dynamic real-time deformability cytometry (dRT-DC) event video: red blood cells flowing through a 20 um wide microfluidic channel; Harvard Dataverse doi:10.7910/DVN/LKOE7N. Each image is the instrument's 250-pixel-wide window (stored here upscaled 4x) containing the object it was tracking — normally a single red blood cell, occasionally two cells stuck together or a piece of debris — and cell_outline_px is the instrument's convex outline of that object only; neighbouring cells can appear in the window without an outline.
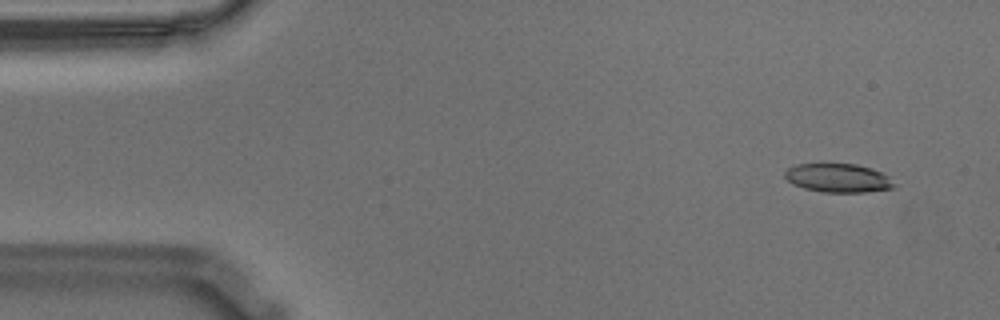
{"species": "Egyptian fruit bat (a non-hibernating species)", "species_latin": "Rousettus aegyptiacus", "temperature_condition": "warm", "stored_images_in_passage": 55, "camera_frame_rate_fps": 3000, "um_per_image_px": 0.085, "animal": {"sex": "male"}, "frame": {"image": 1, "passage_image": 3, "time_ms": 0.667, "image_size_px": [1000, 320], "cell_outline_px": [[896, 188], [864, 192], [824, 192], [804, 188], [792, 184], [784, 176], [784, 172], [788, 168], [796, 164], [820, 160], [856, 164], [872, 168], [888, 176], [896, 184]], "centroid_in_image_um": [71.2, 15.07], "position_along_channel_um": 13.8, "area_um2": 19.19}}
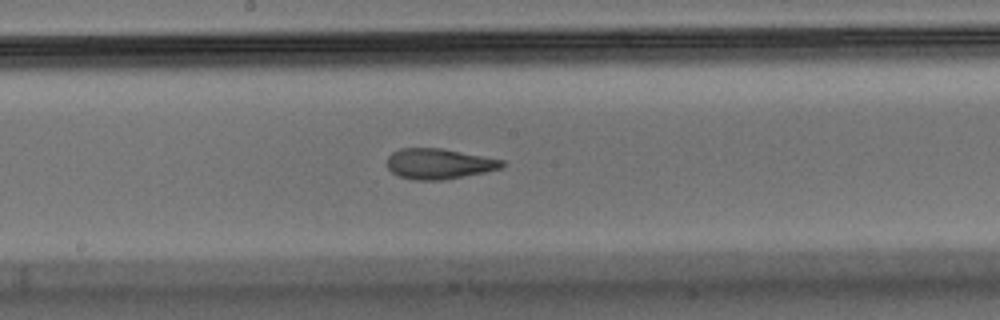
{"frame": {"image": 2, "passage_image": 28, "time_ms": 9.0, "image_size_px": [1000, 320], "cell_outline_px": [[504, 164], [500, 168], [484, 172], [444, 180], [412, 180], [400, 176], [392, 172], [388, 168], [388, 156], [392, 152], [400, 148], [440, 148], [504, 160]], "centroid_in_image_um": [37.28, 13.92], "position_along_channel_um": 210.9, "area_um2": 20.23}}
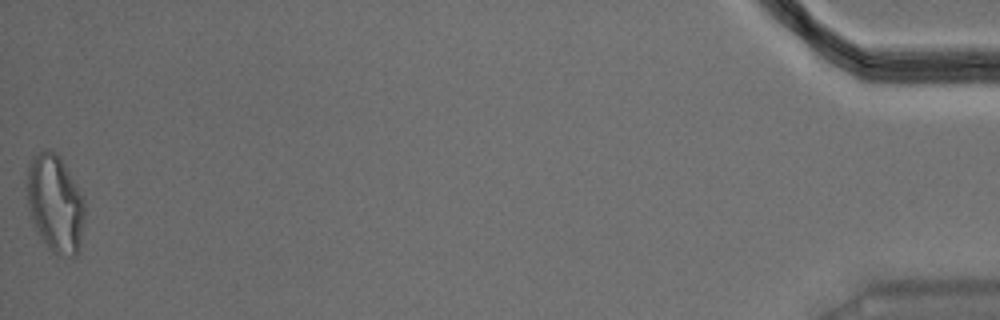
{"frame": {"image": 3, "passage_image": 55, "time_ms": 18.0, "image_size_px": [1000, 320], "cell_outline_px": [[84, 220], [80, 252], [76, 256], [56, 256], [48, 248], [32, 228], [28, 208], [24, 184], [28, 160], [32, 156], [44, 148], [52, 148], [60, 156], [84, 200]], "centroid_in_image_um": [4.62, 17.3], "position_along_channel_um": 430.6, "area_um2": 34.28}, "authors_computed_cell_mechanics": {"area_um2": 20.808, "velocity_mm_per_s": 3.5652, "shape_relaxation_time_tau1_ms": null, "shape_relaxation_time_tau2_ms": 2.2458, "deformation_change_tau1": null, "deformation_change_tau2": 0.1064}}